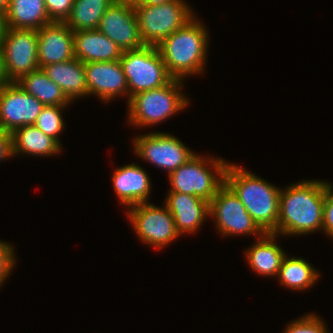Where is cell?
<instances>
[{"label":"cell","mask_w":333,"mask_h":333,"mask_svg":"<svg viewBox=\"0 0 333 333\" xmlns=\"http://www.w3.org/2000/svg\"><path fill=\"white\" fill-rule=\"evenodd\" d=\"M8 83H10V81L7 78L4 58H3L2 51H1V48H0V88L4 85L8 84Z\"/></svg>","instance_id":"1f68e13d"},{"label":"cell","mask_w":333,"mask_h":333,"mask_svg":"<svg viewBox=\"0 0 333 333\" xmlns=\"http://www.w3.org/2000/svg\"><path fill=\"white\" fill-rule=\"evenodd\" d=\"M324 180H303L280 191L279 217L275 234L305 235L322 231L325 191Z\"/></svg>","instance_id":"6da1fadb"},{"label":"cell","mask_w":333,"mask_h":333,"mask_svg":"<svg viewBox=\"0 0 333 333\" xmlns=\"http://www.w3.org/2000/svg\"><path fill=\"white\" fill-rule=\"evenodd\" d=\"M44 106L16 82L2 86L0 88V129L12 134L18 128L34 125Z\"/></svg>","instance_id":"7c38bea8"},{"label":"cell","mask_w":333,"mask_h":333,"mask_svg":"<svg viewBox=\"0 0 333 333\" xmlns=\"http://www.w3.org/2000/svg\"><path fill=\"white\" fill-rule=\"evenodd\" d=\"M207 158L195 154L169 174L171 185L169 191L194 195L210 203L218 189L225 183L228 163L222 158L211 156Z\"/></svg>","instance_id":"5b68a950"},{"label":"cell","mask_w":333,"mask_h":333,"mask_svg":"<svg viewBox=\"0 0 333 333\" xmlns=\"http://www.w3.org/2000/svg\"><path fill=\"white\" fill-rule=\"evenodd\" d=\"M42 69L71 102L88 95L84 63L77 58L49 64Z\"/></svg>","instance_id":"d6986e66"},{"label":"cell","mask_w":333,"mask_h":333,"mask_svg":"<svg viewBox=\"0 0 333 333\" xmlns=\"http://www.w3.org/2000/svg\"><path fill=\"white\" fill-rule=\"evenodd\" d=\"M37 31L39 68L75 58L74 32L64 22H52Z\"/></svg>","instance_id":"9a60e30c"},{"label":"cell","mask_w":333,"mask_h":333,"mask_svg":"<svg viewBox=\"0 0 333 333\" xmlns=\"http://www.w3.org/2000/svg\"><path fill=\"white\" fill-rule=\"evenodd\" d=\"M12 156V135L0 129V161Z\"/></svg>","instance_id":"4dcf8cb0"},{"label":"cell","mask_w":333,"mask_h":333,"mask_svg":"<svg viewBox=\"0 0 333 333\" xmlns=\"http://www.w3.org/2000/svg\"><path fill=\"white\" fill-rule=\"evenodd\" d=\"M15 264L16 258L13 246L0 240V286L15 268Z\"/></svg>","instance_id":"f1b7e54d"},{"label":"cell","mask_w":333,"mask_h":333,"mask_svg":"<svg viewBox=\"0 0 333 333\" xmlns=\"http://www.w3.org/2000/svg\"><path fill=\"white\" fill-rule=\"evenodd\" d=\"M163 206L160 208L146 202L133 205L127 211L137 237L157 249L169 245L180 236L173 215L165 204Z\"/></svg>","instance_id":"ba28073f"},{"label":"cell","mask_w":333,"mask_h":333,"mask_svg":"<svg viewBox=\"0 0 333 333\" xmlns=\"http://www.w3.org/2000/svg\"><path fill=\"white\" fill-rule=\"evenodd\" d=\"M120 62L129 90L128 102L133 95L159 88L173 79L157 46L145 45L143 48L124 51Z\"/></svg>","instance_id":"52a82bcc"},{"label":"cell","mask_w":333,"mask_h":333,"mask_svg":"<svg viewBox=\"0 0 333 333\" xmlns=\"http://www.w3.org/2000/svg\"><path fill=\"white\" fill-rule=\"evenodd\" d=\"M134 8L141 39L148 46H158L195 17L185 0H172L161 5H134Z\"/></svg>","instance_id":"8992f818"},{"label":"cell","mask_w":333,"mask_h":333,"mask_svg":"<svg viewBox=\"0 0 333 333\" xmlns=\"http://www.w3.org/2000/svg\"><path fill=\"white\" fill-rule=\"evenodd\" d=\"M164 203L180 235L198 231L205 218H209V202L194 195L170 191Z\"/></svg>","instance_id":"2e32d148"},{"label":"cell","mask_w":333,"mask_h":333,"mask_svg":"<svg viewBox=\"0 0 333 333\" xmlns=\"http://www.w3.org/2000/svg\"><path fill=\"white\" fill-rule=\"evenodd\" d=\"M16 83L44 105L67 106L71 103L61 88L41 68L23 75Z\"/></svg>","instance_id":"603a6c76"},{"label":"cell","mask_w":333,"mask_h":333,"mask_svg":"<svg viewBox=\"0 0 333 333\" xmlns=\"http://www.w3.org/2000/svg\"><path fill=\"white\" fill-rule=\"evenodd\" d=\"M97 29L116 43L122 52L145 46L132 3H113L104 13Z\"/></svg>","instance_id":"4fadbf2b"},{"label":"cell","mask_w":333,"mask_h":333,"mask_svg":"<svg viewBox=\"0 0 333 333\" xmlns=\"http://www.w3.org/2000/svg\"><path fill=\"white\" fill-rule=\"evenodd\" d=\"M169 1L172 0H139L137 3H134L133 5H161Z\"/></svg>","instance_id":"d6a6232c"},{"label":"cell","mask_w":333,"mask_h":333,"mask_svg":"<svg viewBox=\"0 0 333 333\" xmlns=\"http://www.w3.org/2000/svg\"><path fill=\"white\" fill-rule=\"evenodd\" d=\"M0 48L10 82L39 69L37 30L7 28Z\"/></svg>","instance_id":"30bf717a"},{"label":"cell","mask_w":333,"mask_h":333,"mask_svg":"<svg viewBox=\"0 0 333 333\" xmlns=\"http://www.w3.org/2000/svg\"><path fill=\"white\" fill-rule=\"evenodd\" d=\"M117 2H124V3H137L139 0H115Z\"/></svg>","instance_id":"d590c367"},{"label":"cell","mask_w":333,"mask_h":333,"mask_svg":"<svg viewBox=\"0 0 333 333\" xmlns=\"http://www.w3.org/2000/svg\"><path fill=\"white\" fill-rule=\"evenodd\" d=\"M208 32L195 16L184 27L165 38L158 46L166 69L173 79L203 73L208 52Z\"/></svg>","instance_id":"3957f363"},{"label":"cell","mask_w":333,"mask_h":333,"mask_svg":"<svg viewBox=\"0 0 333 333\" xmlns=\"http://www.w3.org/2000/svg\"><path fill=\"white\" fill-rule=\"evenodd\" d=\"M6 19H5V15L0 13V45H1V41L5 35L6 32Z\"/></svg>","instance_id":"836d02e7"},{"label":"cell","mask_w":333,"mask_h":333,"mask_svg":"<svg viewBox=\"0 0 333 333\" xmlns=\"http://www.w3.org/2000/svg\"><path fill=\"white\" fill-rule=\"evenodd\" d=\"M209 217H213L216 229L224 236L255 235L265 233L254 222L235 192L224 183L209 203ZM258 234V236H257Z\"/></svg>","instance_id":"9c48e42d"},{"label":"cell","mask_w":333,"mask_h":333,"mask_svg":"<svg viewBox=\"0 0 333 333\" xmlns=\"http://www.w3.org/2000/svg\"><path fill=\"white\" fill-rule=\"evenodd\" d=\"M133 141L134 153L156 167L165 169L167 175L196 154L185 143L168 133L151 132L137 136Z\"/></svg>","instance_id":"8fae6325"},{"label":"cell","mask_w":333,"mask_h":333,"mask_svg":"<svg viewBox=\"0 0 333 333\" xmlns=\"http://www.w3.org/2000/svg\"><path fill=\"white\" fill-rule=\"evenodd\" d=\"M282 285L293 290H306L312 287L319 277V272L312 264L301 257H287L282 261L277 276Z\"/></svg>","instance_id":"d4e9b609"},{"label":"cell","mask_w":333,"mask_h":333,"mask_svg":"<svg viewBox=\"0 0 333 333\" xmlns=\"http://www.w3.org/2000/svg\"><path fill=\"white\" fill-rule=\"evenodd\" d=\"M49 19L52 22H65L69 17L74 0H44Z\"/></svg>","instance_id":"83f0119b"},{"label":"cell","mask_w":333,"mask_h":333,"mask_svg":"<svg viewBox=\"0 0 333 333\" xmlns=\"http://www.w3.org/2000/svg\"><path fill=\"white\" fill-rule=\"evenodd\" d=\"M276 234L265 233L245 252L247 263L261 276H278L285 251L275 242Z\"/></svg>","instance_id":"ffe728a7"},{"label":"cell","mask_w":333,"mask_h":333,"mask_svg":"<svg viewBox=\"0 0 333 333\" xmlns=\"http://www.w3.org/2000/svg\"><path fill=\"white\" fill-rule=\"evenodd\" d=\"M115 0H74L64 22L73 32L97 29L101 18Z\"/></svg>","instance_id":"cb8c5ba5"},{"label":"cell","mask_w":333,"mask_h":333,"mask_svg":"<svg viewBox=\"0 0 333 333\" xmlns=\"http://www.w3.org/2000/svg\"><path fill=\"white\" fill-rule=\"evenodd\" d=\"M12 154H31L52 156L61 152L62 146L52 137L46 135L35 125L23 126L12 134Z\"/></svg>","instance_id":"7402d4cb"},{"label":"cell","mask_w":333,"mask_h":333,"mask_svg":"<svg viewBox=\"0 0 333 333\" xmlns=\"http://www.w3.org/2000/svg\"><path fill=\"white\" fill-rule=\"evenodd\" d=\"M75 58L83 63L120 60L121 49L98 29L73 33Z\"/></svg>","instance_id":"ac0fdd59"},{"label":"cell","mask_w":333,"mask_h":333,"mask_svg":"<svg viewBox=\"0 0 333 333\" xmlns=\"http://www.w3.org/2000/svg\"><path fill=\"white\" fill-rule=\"evenodd\" d=\"M6 27L38 30L52 23L44 0H9Z\"/></svg>","instance_id":"44dd1931"},{"label":"cell","mask_w":333,"mask_h":333,"mask_svg":"<svg viewBox=\"0 0 333 333\" xmlns=\"http://www.w3.org/2000/svg\"><path fill=\"white\" fill-rule=\"evenodd\" d=\"M283 333H328L324 320L315 314H305L304 317L288 324Z\"/></svg>","instance_id":"4316f807"},{"label":"cell","mask_w":333,"mask_h":333,"mask_svg":"<svg viewBox=\"0 0 333 333\" xmlns=\"http://www.w3.org/2000/svg\"><path fill=\"white\" fill-rule=\"evenodd\" d=\"M88 96L109 102L118 95L129 97L127 81L120 60L84 63Z\"/></svg>","instance_id":"5bb4252c"},{"label":"cell","mask_w":333,"mask_h":333,"mask_svg":"<svg viewBox=\"0 0 333 333\" xmlns=\"http://www.w3.org/2000/svg\"><path fill=\"white\" fill-rule=\"evenodd\" d=\"M323 232L333 238V186L330 182L327 184L323 211Z\"/></svg>","instance_id":"f546056e"},{"label":"cell","mask_w":333,"mask_h":333,"mask_svg":"<svg viewBox=\"0 0 333 333\" xmlns=\"http://www.w3.org/2000/svg\"><path fill=\"white\" fill-rule=\"evenodd\" d=\"M65 107L67 106L45 105L34 124L46 135L55 139L60 145L58 135L64 130L65 124L61 112Z\"/></svg>","instance_id":"484cf974"},{"label":"cell","mask_w":333,"mask_h":333,"mask_svg":"<svg viewBox=\"0 0 333 333\" xmlns=\"http://www.w3.org/2000/svg\"><path fill=\"white\" fill-rule=\"evenodd\" d=\"M225 183L239 197L258 227L264 233L275 234L281 189L233 163L227 165Z\"/></svg>","instance_id":"7a4b0ae2"},{"label":"cell","mask_w":333,"mask_h":333,"mask_svg":"<svg viewBox=\"0 0 333 333\" xmlns=\"http://www.w3.org/2000/svg\"><path fill=\"white\" fill-rule=\"evenodd\" d=\"M8 6H9V0H0V13L5 15Z\"/></svg>","instance_id":"e575fe53"},{"label":"cell","mask_w":333,"mask_h":333,"mask_svg":"<svg viewBox=\"0 0 333 333\" xmlns=\"http://www.w3.org/2000/svg\"><path fill=\"white\" fill-rule=\"evenodd\" d=\"M182 82L180 79H172L164 86L133 95L127 102L130 124L138 127L153 126L184 110L189 100L181 93Z\"/></svg>","instance_id":"277c9868"},{"label":"cell","mask_w":333,"mask_h":333,"mask_svg":"<svg viewBox=\"0 0 333 333\" xmlns=\"http://www.w3.org/2000/svg\"><path fill=\"white\" fill-rule=\"evenodd\" d=\"M150 176L138 164H127L115 169L112 185L119 201L128 208L146 203L151 191Z\"/></svg>","instance_id":"e0dca14e"}]
</instances>
